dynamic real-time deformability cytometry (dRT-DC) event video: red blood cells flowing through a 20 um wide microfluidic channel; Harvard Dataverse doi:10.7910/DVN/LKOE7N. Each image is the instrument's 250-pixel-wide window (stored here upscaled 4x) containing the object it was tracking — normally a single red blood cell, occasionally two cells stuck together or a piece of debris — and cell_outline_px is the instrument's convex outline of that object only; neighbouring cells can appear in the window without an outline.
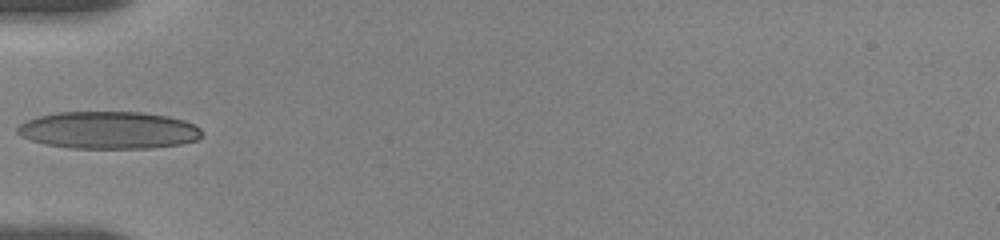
{"species": "human", "species_latin": "Homo sapiens", "temperature_condition": "room temperature", "stored_images_in_passage": 6, "camera_frame_rate_fps": 3000, "um_per_image_px": 0.085, "donor": {"sex": "female"}, "frame": {"image": 1, "passage_image": 1, "time_ms": 0.0, "image_size_px": [1000, 240], "cell_outline_px": [[200, 136], [196, 140], [180, 144], [148, 148], [72, 148], [44, 144], [20, 136], [16, 132], [16, 128], [20, 124], [28, 120], [40, 116], [60, 112], [140, 112], [168, 116], [184, 120], [196, 124], [200, 128]], "centroid_in_image_um": [9.23, 11.06], "position_along_channel_um": 75.8, "area_um2": 40.06}}